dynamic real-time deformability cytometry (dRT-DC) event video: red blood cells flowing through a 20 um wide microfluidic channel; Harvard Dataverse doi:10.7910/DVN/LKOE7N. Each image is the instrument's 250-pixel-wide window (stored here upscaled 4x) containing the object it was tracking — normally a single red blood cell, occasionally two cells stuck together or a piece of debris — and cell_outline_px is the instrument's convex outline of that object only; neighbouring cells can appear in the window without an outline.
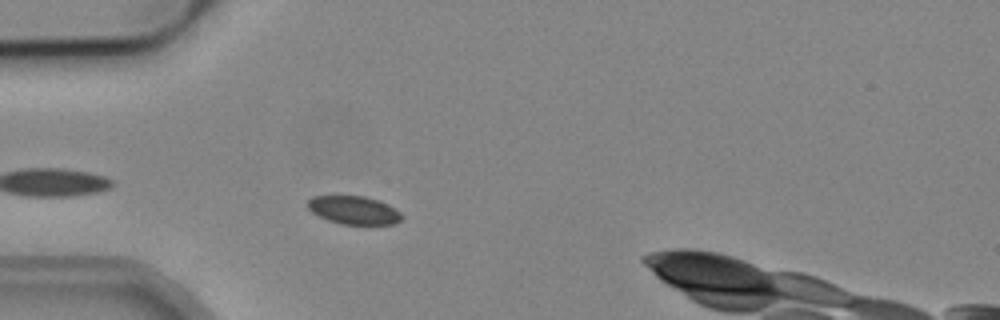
{"species": "common noctule bat (a hibernating species)", "species_latin": "Nyctalus noctula", "temperature_condition": "cold", "stored_images_in_passage": 9, "camera_frame_rate_fps": 3000, "um_per_image_px": 0.085, "animal": {"sex": "male", "body_mass_g": 19.2, "forearm_length_mm": 51.8}, "frame": {"image": 1, "passage_image": 4, "time_ms": 1.0, "image_size_px": [1000, 320], "cell_outline_px": [[404, 216], [396, 224], [340, 224], [328, 220], [312, 212], [308, 208], [308, 200], [312, 196], [364, 196], [380, 200], [388, 204], [400, 212]], "centroid_in_image_um": [30.1, 17.86], "position_along_channel_um": 54.9, "area_um2": 15.49}}